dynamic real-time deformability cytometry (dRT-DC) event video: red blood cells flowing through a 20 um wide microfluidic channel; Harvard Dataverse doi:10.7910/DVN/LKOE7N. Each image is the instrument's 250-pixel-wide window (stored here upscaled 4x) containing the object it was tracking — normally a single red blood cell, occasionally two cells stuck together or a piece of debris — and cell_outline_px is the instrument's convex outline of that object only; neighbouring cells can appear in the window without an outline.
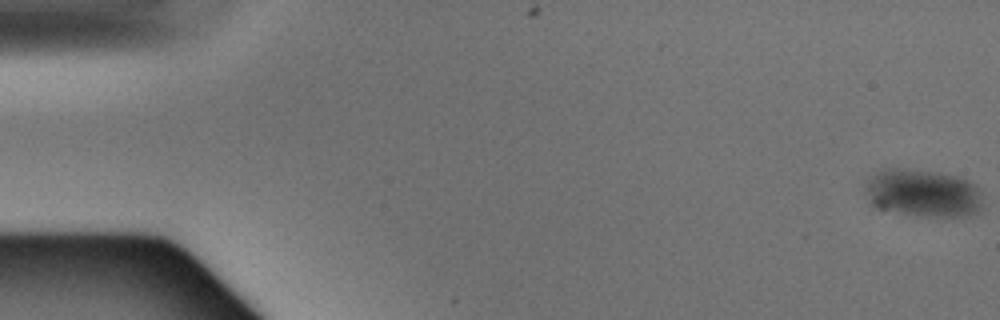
{"species": "Egyptian fruit bat (a non-hibernating species)", "species_latin": "Rousettus aegyptiacus", "temperature_condition": "warm", "stored_images_in_passage": 6, "camera_frame_rate_fps": 3000, "um_per_image_px": 0.085, "animal": {"sex": "male"}, "frame": {"image": 1, "passage_image": 1, "time_ms": 0.0, "image_size_px": [1000, 320], "cell_outline_px": [[980, 208], [976, 212], [964, 216], [924, 216], [904, 212], [888, 208], [876, 204], [864, 196], [864, 188], [868, 180], [876, 172], [888, 168], [904, 168], [940, 172], [956, 176], [968, 180], [976, 184], [980, 188]], "centroid_in_image_um": [78.48, 16.37], "position_along_channel_um": 6.5, "area_um2": 32.14}}